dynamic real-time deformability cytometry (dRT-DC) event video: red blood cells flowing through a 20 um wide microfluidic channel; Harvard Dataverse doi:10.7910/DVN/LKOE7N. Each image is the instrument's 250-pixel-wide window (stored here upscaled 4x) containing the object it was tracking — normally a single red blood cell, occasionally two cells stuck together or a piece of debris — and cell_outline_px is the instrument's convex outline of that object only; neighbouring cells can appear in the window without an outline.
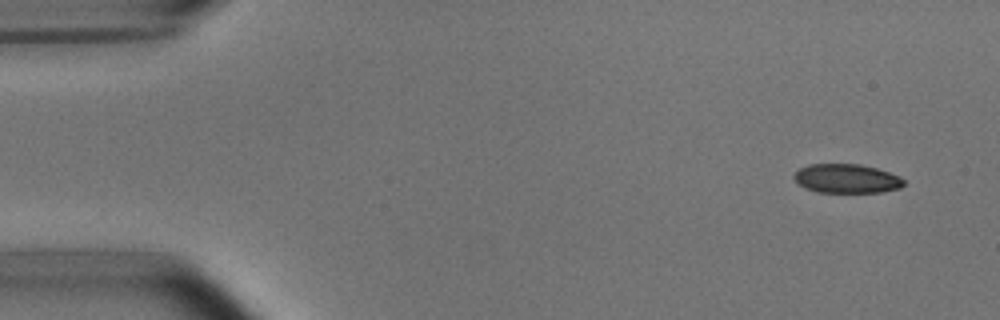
{"species": "common noctule bat (a hibernating species)", "species_latin": "Nyctalus noctula", "temperature_condition": "room temperature", "stored_images_in_passage": 50, "camera_frame_rate_fps": 3000, "um_per_image_px": 0.085, "animal": {"sex": "male", "body_mass_g": 15.6}, "frame": {"image": 1, "passage_image": 1, "time_ms": 0.0, "image_size_px": [1000, 320], "cell_outline_px": [[904, 184], [900, 188], [880, 192], [816, 192], [804, 188], [792, 176], [800, 168], [808, 164], [860, 164], [876, 168], [900, 176], [904, 180]], "centroid_in_image_um": [71.96, 15.18], "position_along_channel_um": 13.0, "area_um2": 18.55}}
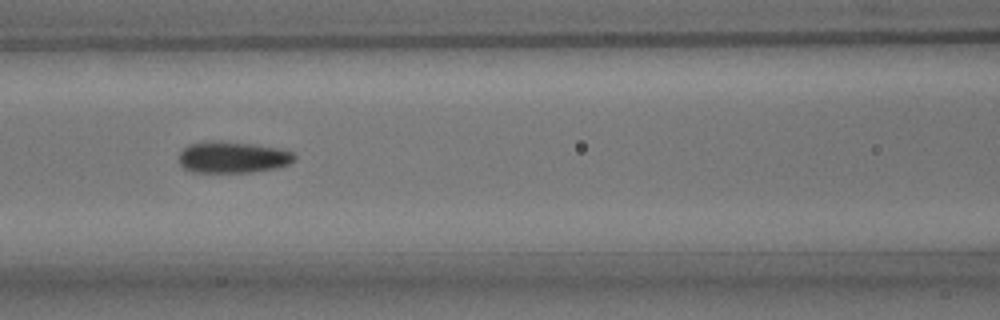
{"frame": {"image": 2, "passage_image": 20, "time_ms": 6.333, "image_size_px": [1000, 320], "cell_outline_px": [[296, 160], [288, 164], [276, 168], [252, 172], [192, 172], [184, 168], [180, 164], [180, 152], [188, 144], [216, 140], [220, 140], [252, 144], [280, 148], [292, 152], [296, 156]], "centroid_in_image_um": [19.79, 13.36], "position_along_channel_um": 146.8, "area_um2": 21.27}}
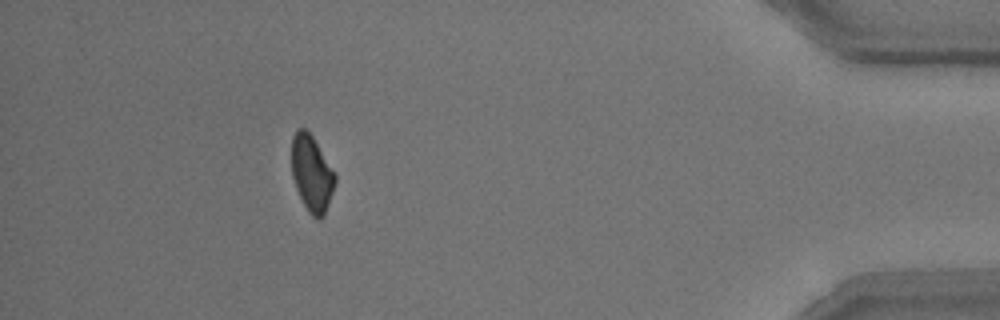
{"frame": {"image": 3, "passage_image": 45, "time_ms": 14.667, "image_size_px": [1000, 320], "cell_outline_px": [[336, 184], [324, 216], [320, 220], [316, 220], [308, 212], [296, 188], [292, 176], [292, 136], [296, 128], [304, 128], [312, 136], [336, 172]], "centroid_in_image_um": [26.52, 14.76], "position_along_channel_um": 408.7, "area_um2": 19.54}, "authors_computed_cell_mechanics": {"area_um2": 20.519, "velocity_mm_per_s": 3.814, "shape_relaxation_time_tau1_ms": 2.7027, "shape_relaxation_time_tau2_ms": 2.8994, "deformation_change_tau1": 0.0957, "deformation_change_tau2": 0.0718}}